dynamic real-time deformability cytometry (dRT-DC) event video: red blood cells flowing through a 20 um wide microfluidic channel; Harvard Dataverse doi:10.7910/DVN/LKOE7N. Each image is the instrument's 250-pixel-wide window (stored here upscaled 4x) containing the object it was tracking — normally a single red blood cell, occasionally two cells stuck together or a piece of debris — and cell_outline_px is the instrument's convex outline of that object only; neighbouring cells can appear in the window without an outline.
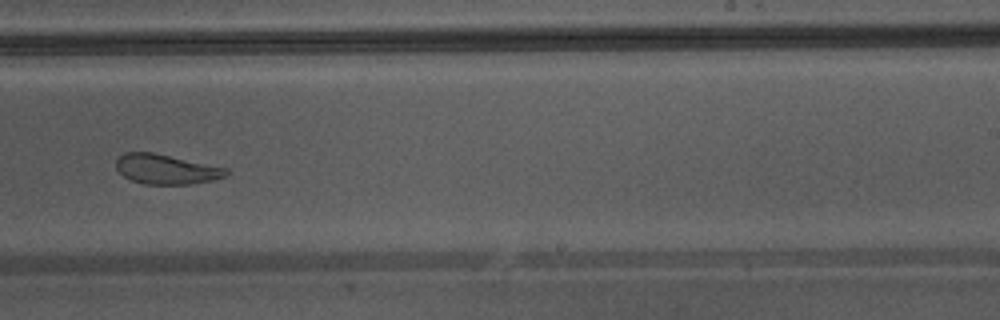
{"species": "Egyptian fruit bat (a non-hibernating species)", "species_latin": "Rousettus aegyptiacus", "temperature_condition": "warm", "stored_images_in_passage": 25, "camera_frame_rate_fps": 3000, "um_per_image_px": 0.085, "animal": {"sex": "male"}, "frame": {"image": 1, "passage_image": 18, "time_ms": 5.667, "image_size_px": [1000, 320], "cell_outline_px": [[232, 172], [224, 176], [212, 180], [192, 184], [144, 184], [132, 180], [124, 176], [116, 168], [116, 160], [124, 152], [152, 152], [228, 168]], "centroid_in_image_um": [14.14, 14.38], "position_along_channel_um": 274.9, "area_um2": 19.07}, "authors_computed_cell_mechanics": {"area_um2": 20.519, "velocity_mm_per_s": 4.3507, "shape_relaxation_time_tau1_ms": null, "shape_relaxation_time_tau2_ms": 1.67, "deformation_change_tau1": null, "deformation_change_tau2": 0.0879}}